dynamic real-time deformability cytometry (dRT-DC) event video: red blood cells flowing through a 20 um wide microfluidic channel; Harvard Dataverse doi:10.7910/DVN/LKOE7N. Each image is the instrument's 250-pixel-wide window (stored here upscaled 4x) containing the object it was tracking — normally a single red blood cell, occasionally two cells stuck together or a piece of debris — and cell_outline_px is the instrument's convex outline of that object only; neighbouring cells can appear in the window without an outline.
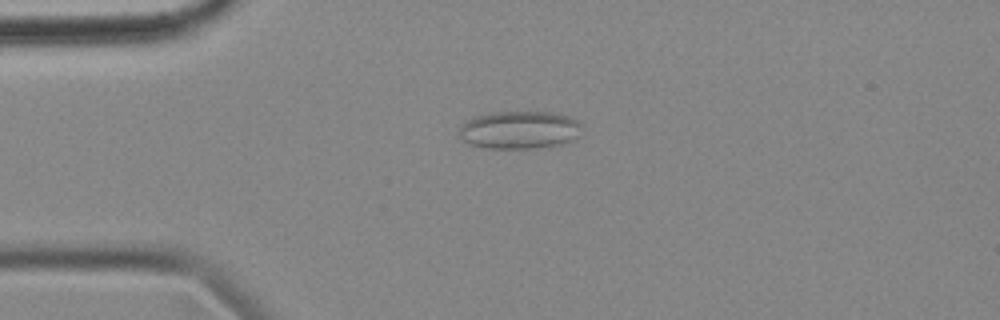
{"species": "common noctule bat (a hibernating species)", "species_latin": "Nyctalus noctula", "temperature_condition": "cold", "stored_images_in_passage": 56, "camera_frame_rate_fps": 3000, "um_per_image_px": 0.085, "animal": {"sex": "female", "body_mass_g": 18.4}, "frame": {"image": 1, "passage_image": 13, "time_ms": 4.0, "image_size_px": [1000, 320], "cell_outline_px": [[580, 136], [576, 140], [560, 144], [532, 148], [488, 148], [468, 144], [460, 136], [460, 124], [472, 116], [488, 112], [552, 112], [568, 116], [576, 120], [580, 124]], "centroid_in_image_um": [44.14, 11.03], "position_along_channel_um": 40.9, "area_um2": 27.28}}
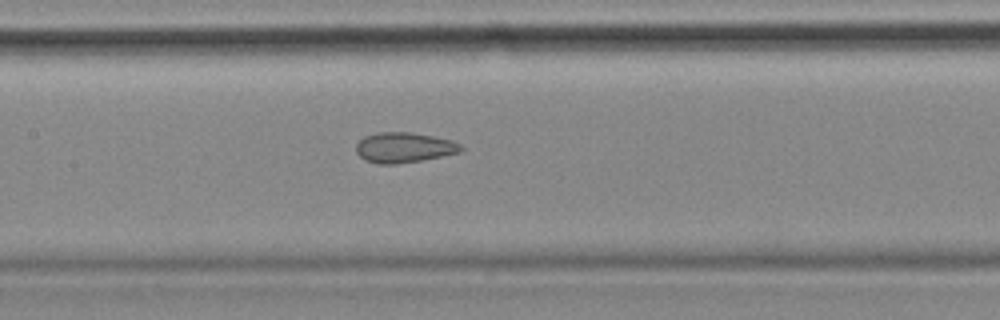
{"frame": {"image": 2, "passage_image": 26, "time_ms": 8.333, "image_size_px": [1000, 320], "cell_outline_px": [[464, 148], [460, 152], [420, 160], [396, 164], [376, 164], [364, 160], [356, 152], [356, 144], [364, 136], [380, 132], [412, 132], [452, 140], [460, 144]], "centroid_in_image_um": [34.31, 12.54], "position_along_channel_um": 173.1, "area_um2": 18.44}}
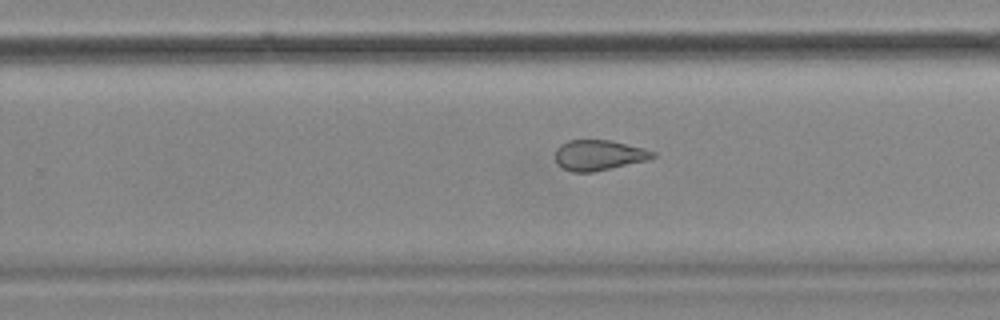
{"frame": {"image": 3, "passage_image": 35, "time_ms": 11.333, "image_size_px": [1000, 320], "cell_outline_px": [[656, 156], [648, 160], [592, 172], [572, 172], [556, 164], [556, 148], [560, 144], [568, 140], [612, 140], [644, 148], [656, 152]], "centroid_in_image_um": [50.9, 13.18], "position_along_channel_um": 278.9, "area_um2": 17.34}, "authors_computed_cell_mechanics": {"area_um2": 20.9814, "velocity_mm_per_s": 3.5493, "shape_relaxation_time_tau1_ms": null, "shape_relaxation_time_tau2_ms": 1.6985, "deformation_change_tau1": null, "deformation_change_tau2": 0.0896}}